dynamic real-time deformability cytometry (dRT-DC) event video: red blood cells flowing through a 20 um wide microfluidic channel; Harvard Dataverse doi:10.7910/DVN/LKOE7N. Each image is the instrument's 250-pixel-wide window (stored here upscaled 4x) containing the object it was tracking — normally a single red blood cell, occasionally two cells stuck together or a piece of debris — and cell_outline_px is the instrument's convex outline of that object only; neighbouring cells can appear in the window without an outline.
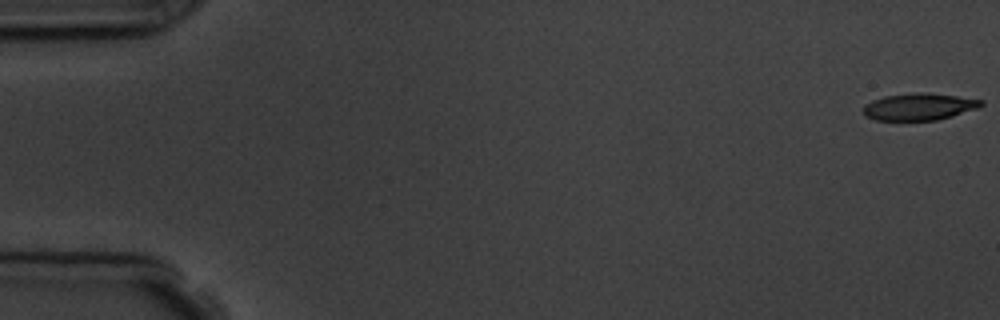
{"species": "common noctule bat (a hibernating species)", "species_latin": "Nyctalus noctula", "temperature_condition": "room temperature", "stored_images_in_passage": 6, "camera_frame_rate_fps": 3000, "um_per_image_px": 0.085, "animal": {"sex": "male", "body_mass_g": 19.5, "forearm_length_mm": 54.6}, "frame": {"image": 1, "passage_image": 1, "time_ms": 0.0, "image_size_px": [1000, 320], "cell_outline_px": [[984, 104], [976, 108], [952, 116], [936, 120], [876, 120], [864, 116], [864, 104], [872, 100], [884, 96], [916, 92], [924, 92], [956, 96], [984, 100]], "centroid_in_image_um": [78.1, 9.06], "position_along_channel_um": 6.9, "area_um2": 18.44}}
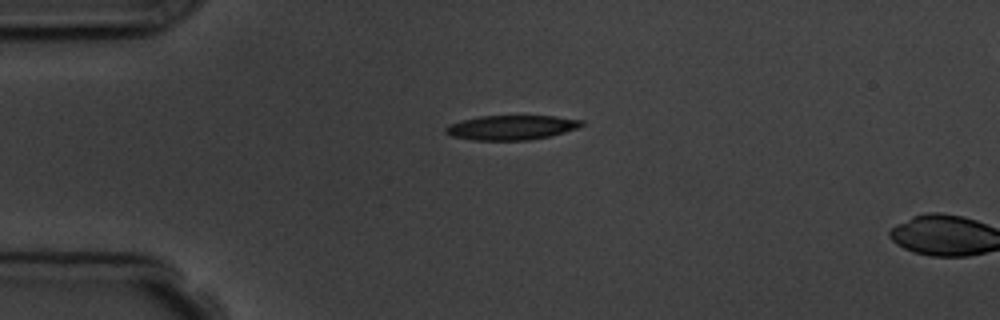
{"frame": {"image": 2, "passage_image": 5, "time_ms": 4.333, "image_size_px": [1000, 320], "cell_outline_px": [[584, 124], [576, 128], [564, 132], [548, 136], [528, 140], [472, 140], [452, 136], [444, 132], [444, 128], [448, 124], [480, 116], [552, 116], [584, 120]], "centroid_in_image_um": [43.44, 10.84], "position_along_channel_um": 41.6, "area_um2": 19.31}}